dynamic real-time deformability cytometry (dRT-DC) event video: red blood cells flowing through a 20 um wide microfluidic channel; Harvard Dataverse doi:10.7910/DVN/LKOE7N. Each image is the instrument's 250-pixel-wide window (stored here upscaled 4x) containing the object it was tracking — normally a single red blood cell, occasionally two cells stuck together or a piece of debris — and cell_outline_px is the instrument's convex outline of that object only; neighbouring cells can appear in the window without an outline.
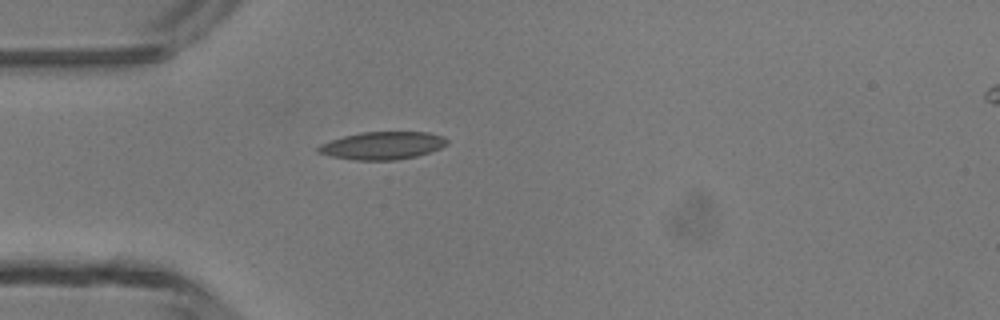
{"species": "common noctule bat (a hibernating species)", "species_latin": "Nyctalus noctula", "temperature_condition": "room temperature", "stored_images_in_passage": 3, "camera_frame_rate_fps": 3000, "um_per_image_px": 0.085, "animal": {"sex": "male", "body_mass_g": 13.3}, "frame": {"image": 1, "passage_image": 3, "time_ms": 3.333, "image_size_px": [1000, 320], "cell_outline_px": [[448, 144], [440, 148], [416, 156], [396, 160], [356, 160], [332, 156], [316, 152], [316, 148], [320, 144], [344, 136], [360, 132], [428, 132], [444, 136], [448, 140]], "centroid_in_image_um": [32.52, 12.37], "position_along_channel_um": 52.5, "area_um2": 20.75}}